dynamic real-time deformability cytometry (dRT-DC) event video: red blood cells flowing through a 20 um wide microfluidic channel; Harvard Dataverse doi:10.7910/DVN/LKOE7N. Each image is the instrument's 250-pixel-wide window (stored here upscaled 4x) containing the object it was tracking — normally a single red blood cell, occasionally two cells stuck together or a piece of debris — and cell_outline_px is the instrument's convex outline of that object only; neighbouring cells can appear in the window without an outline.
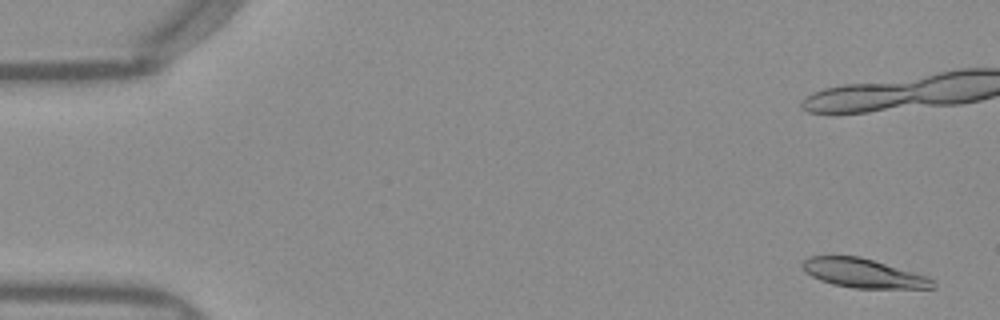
{"species": "Egyptian fruit bat (a non-hibernating species)", "species_latin": "Rousettus aegyptiacus", "temperature_condition": "warm", "stored_images_in_passage": 17, "camera_frame_rate_fps": 3000, "um_per_image_px": 0.085, "frame": {"image": 1, "passage_image": 3, "time_ms": 0.667, "image_size_px": [1000, 320], "cell_outline_px": [[936, 288], [852, 288], [832, 284], [820, 280], [804, 272], [800, 264], [808, 256], [860, 256], [924, 276], [936, 280]], "centroid_in_image_um": [73.33, 23.23], "position_along_channel_um": 11.7, "area_um2": 21.91}}